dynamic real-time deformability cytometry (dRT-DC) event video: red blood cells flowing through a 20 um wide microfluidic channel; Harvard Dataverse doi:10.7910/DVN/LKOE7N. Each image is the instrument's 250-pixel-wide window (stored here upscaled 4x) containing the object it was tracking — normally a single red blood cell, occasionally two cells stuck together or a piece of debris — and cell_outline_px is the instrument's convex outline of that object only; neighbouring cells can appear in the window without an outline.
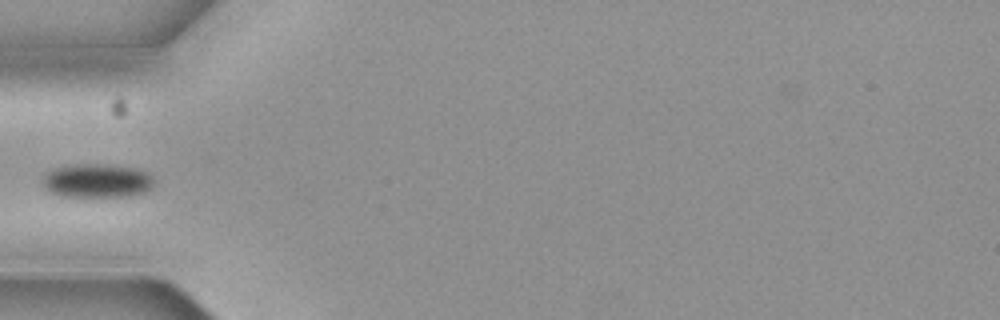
{"species": "common noctule bat (a hibernating species)", "species_latin": "Nyctalus noctula", "temperature_condition": "cold", "stored_images_in_passage": 7, "camera_frame_rate_fps": 3000, "um_per_image_px": 0.085, "animal": {"sex": "female", "body_mass_g": 19.3, "forearm_length_mm": 54.1}, "frame": {"image": 1, "passage_image": 7, "time_ms": 2.0, "image_size_px": [1000, 320], "cell_outline_px": [[156, 184], [152, 188], [144, 192], [132, 196], [60, 196], [44, 188], [40, 180], [48, 172], [56, 168], [76, 164], [100, 164], [136, 168], [152, 176], [156, 180]], "centroid_in_image_um": [8.27, 15.37], "position_along_channel_um": 76.7, "area_um2": 22.02}}